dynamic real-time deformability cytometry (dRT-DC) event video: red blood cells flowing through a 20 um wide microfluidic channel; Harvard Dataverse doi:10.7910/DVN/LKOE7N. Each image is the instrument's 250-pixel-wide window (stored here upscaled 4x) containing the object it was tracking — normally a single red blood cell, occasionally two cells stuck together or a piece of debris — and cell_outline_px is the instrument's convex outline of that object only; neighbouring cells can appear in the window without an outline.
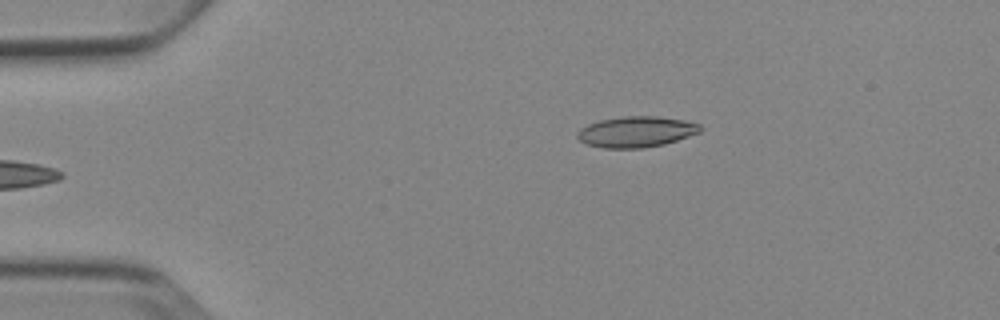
{"species": "Egyptian fruit bat (a non-hibernating species)", "species_latin": "Rousettus aegyptiacus", "temperature_condition": "cold", "stored_images_in_passage": 5, "camera_frame_rate_fps": 3000, "um_per_image_px": 0.085, "animal": {"sex": "female"}, "frame": {"image": 1, "passage_image": 5, "time_ms": 4.667, "image_size_px": [1000, 320], "cell_outline_px": [[704, 128], [700, 132], [664, 144], [644, 148], [604, 148], [588, 144], [580, 140], [576, 136], [576, 132], [580, 128], [588, 124], [600, 120], [624, 116], [656, 116], [684, 120], [700, 124]], "centroid_in_image_um": [54.08, 11.2], "position_along_channel_um": 30.9, "area_um2": 22.08}}